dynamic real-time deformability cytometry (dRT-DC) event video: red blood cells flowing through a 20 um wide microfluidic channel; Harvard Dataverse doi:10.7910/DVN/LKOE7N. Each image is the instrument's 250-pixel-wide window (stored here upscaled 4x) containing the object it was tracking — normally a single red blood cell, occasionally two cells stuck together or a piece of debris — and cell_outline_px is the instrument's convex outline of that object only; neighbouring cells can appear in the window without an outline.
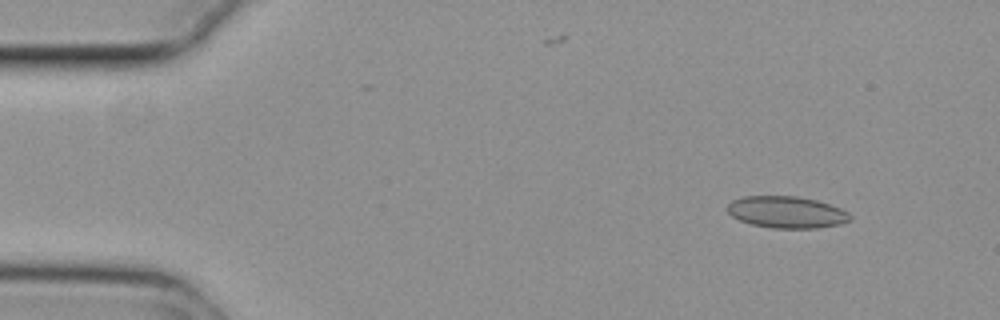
{"species": "common noctule bat (a hibernating species)", "species_latin": "Nyctalus noctula", "temperature_condition": "cold", "stored_images_in_passage": 53, "camera_frame_rate_fps": 3000, "um_per_image_px": 0.085, "animal": {"sex": "female", "body_mass_g": 29.2, "forearm_length_mm": 56.3}, "frame": {"image": 1, "passage_image": 4, "time_ms": 1.0, "image_size_px": [1000, 320], "cell_outline_px": [[852, 220], [840, 224], [816, 228], [772, 228], [752, 224], [740, 220], [732, 216], [724, 208], [732, 200], [744, 196], [796, 196], [816, 200], [840, 208], [848, 212], [852, 216]], "centroid_in_image_um": [66.85, 18.03], "position_along_channel_um": 18.1, "area_um2": 22.77}}
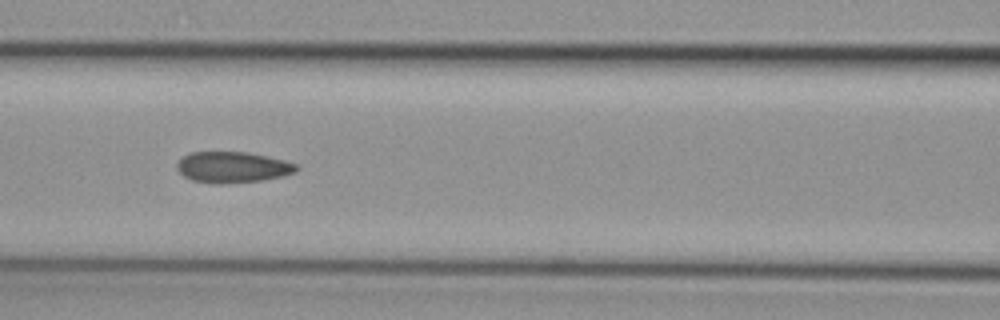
{"frame": {"image": 2, "passage_image": 22, "time_ms": 7.0, "image_size_px": [1000, 320], "cell_outline_px": [[300, 168], [296, 172], [284, 176], [264, 180], [220, 184], [216, 184], [192, 180], [184, 176], [176, 168], [176, 164], [188, 152], [248, 152], [284, 160], [296, 164]], "centroid_in_image_um": [19.79, 14.21], "position_along_channel_um": 146.8, "area_um2": 21.68}}
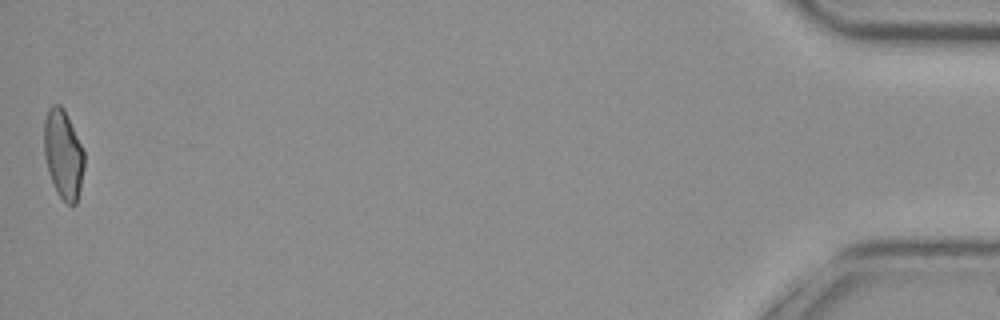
{"frame": {"image": 3, "passage_image": 53, "time_ms": 17.333, "image_size_px": [1000, 320], "cell_outline_px": [[84, 168], [80, 188], [76, 204], [68, 204], [56, 192], [48, 172], [44, 156], [44, 120], [48, 108], [52, 104], [60, 104], [64, 108], [68, 116], [84, 152]], "centroid_in_image_um": [5.36, 13.09], "position_along_channel_um": 429.8, "area_um2": 20.87}, "authors_computed_cell_mechanics": {"area_um2": 21.7328, "velocity_mm_per_s": 3.7329, "shape_relaxation_time_tau1_ms": null, "shape_relaxation_time_tau2_ms": 2.2179, "deformation_change_tau1": null, "deformation_change_tau2": 0.0992}}